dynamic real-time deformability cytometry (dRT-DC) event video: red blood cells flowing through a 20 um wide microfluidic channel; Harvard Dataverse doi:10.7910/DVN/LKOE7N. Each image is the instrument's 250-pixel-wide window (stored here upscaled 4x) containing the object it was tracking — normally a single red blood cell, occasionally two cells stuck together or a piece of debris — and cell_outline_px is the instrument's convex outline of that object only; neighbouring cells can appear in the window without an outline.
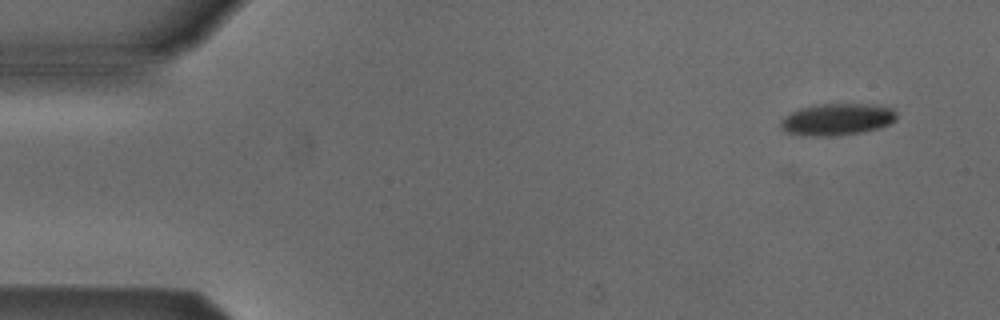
{"species": "Egyptian fruit bat (a non-hibernating species)", "species_latin": "Rousettus aegyptiacus", "temperature_condition": "cold", "stored_images_in_passage": 6, "segment_of_instrument_passage": [1, 2], "camera_frame_rate_fps": 3000, "um_per_image_px": 0.085, "animal": {"sex": "male"}, "frame": {"image": 1, "passage_image": 2, "time_ms": 1.0, "image_size_px": [1000, 320], "cell_outline_px": [[896, 120], [880, 128], [840, 136], [812, 136], [788, 132], [780, 128], [780, 120], [784, 116], [800, 108], [812, 104], [872, 104], [892, 108], [896, 112]], "centroid_in_image_um": [71.15, 10.14], "position_along_channel_um": 13.9, "area_um2": 21.62}}
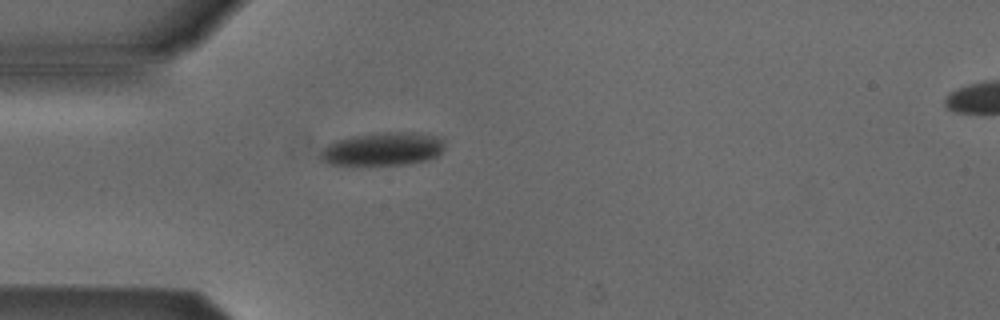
{"frame": {"image": 2, "passage_image": 5, "time_ms": 4.667, "image_size_px": [1000, 320], "cell_outline_px": [[444, 148], [436, 156], [424, 160], [404, 164], [328, 164], [320, 160], [320, 152], [332, 140], [352, 136], [376, 132], [412, 132], [444, 136]], "centroid_in_image_um": [32.54, 12.63], "position_along_channel_um": 52.5, "area_um2": 24.16}}